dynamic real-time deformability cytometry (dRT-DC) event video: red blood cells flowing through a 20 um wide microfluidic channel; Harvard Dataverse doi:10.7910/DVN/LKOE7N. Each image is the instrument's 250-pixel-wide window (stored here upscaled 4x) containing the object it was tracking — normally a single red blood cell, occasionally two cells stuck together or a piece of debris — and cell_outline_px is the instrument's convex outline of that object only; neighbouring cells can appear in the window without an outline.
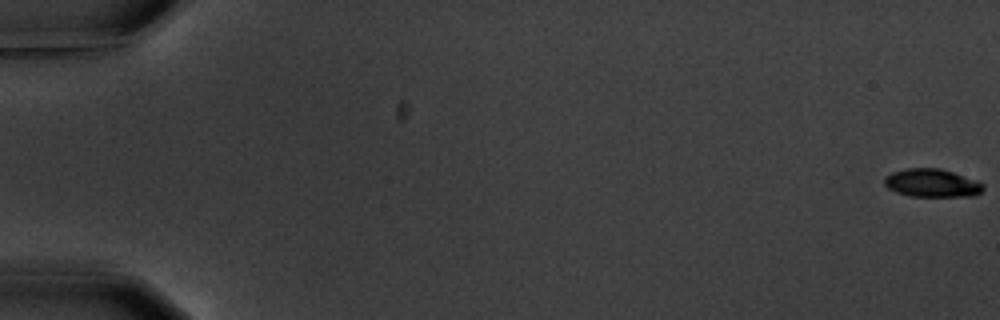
{"species": "common noctule bat (a hibernating species)", "species_latin": "Nyctalus noctula", "temperature_condition": "warm", "stored_images_in_passage": 6, "camera_frame_rate_fps": 3000, "um_per_image_px": 0.085, "animal": {"sex": "male", "body_mass_g": 20.1, "forearm_length_mm": 53.5}, "frame": {"image": 1, "passage_image": 1, "time_ms": 0.0, "image_size_px": [1000, 320], "cell_outline_px": [[984, 188], [976, 196], [908, 196], [896, 192], [888, 188], [884, 184], [884, 176], [892, 172], [908, 168], [940, 168], [976, 180], [984, 184]], "centroid_in_image_um": [79.2, 15.56], "position_along_channel_um": 5.8, "area_um2": 16.24}}
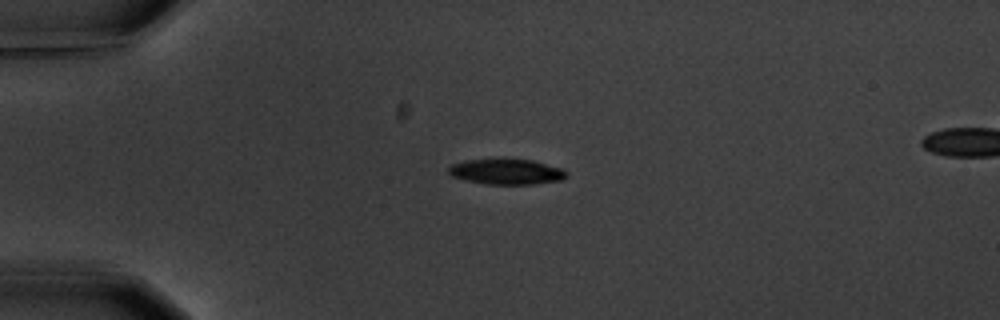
{"frame": {"image": 2, "passage_image": 5, "time_ms": 5.0, "image_size_px": [1000, 320], "cell_outline_px": [[568, 172], [564, 180], [536, 184], [484, 184], [452, 176], [448, 172], [448, 168], [452, 164], [464, 160], [532, 160], [564, 168]], "centroid_in_image_um": [43.12, 14.61], "position_along_channel_um": 41.9, "area_um2": 17.4}}